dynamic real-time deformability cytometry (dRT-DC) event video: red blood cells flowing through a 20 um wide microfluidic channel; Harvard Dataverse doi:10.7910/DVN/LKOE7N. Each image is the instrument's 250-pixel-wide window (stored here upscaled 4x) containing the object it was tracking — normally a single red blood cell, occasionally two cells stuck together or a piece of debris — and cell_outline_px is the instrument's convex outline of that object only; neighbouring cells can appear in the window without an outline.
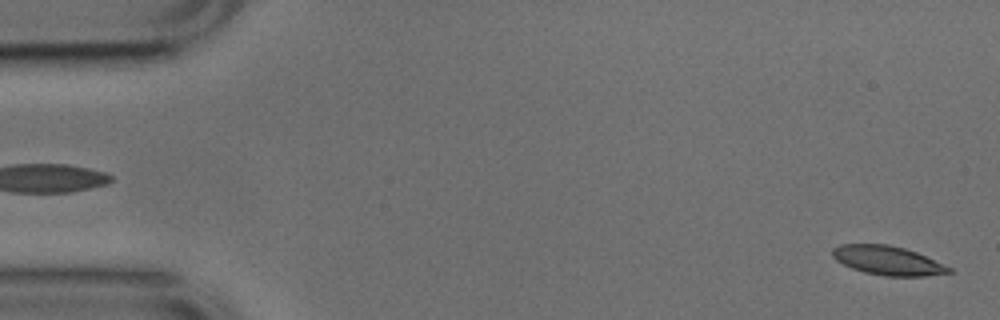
{"species": "common noctule bat (a hibernating species)", "species_latin": "Nyctalus noctula", "temperature_condition": "cold", "stored_images_in_passage": 51, "camera_frame_rate_fps": 3000, "um_per_image_px": 0.085, "animal": {"sex": "male", "body_mass_g": 17.9, "forearm_length_mm": 54.2}, "frame": {"image": 1, "passage_image": 1, "time_ms": 0.0, "image_size_px": [1000, 320], "cell_outline_px": [[952, 272], [924, 276], [884, 276], [864, 272], [852, 268], [836, 260], [832, 256], [832, 248], [840, 244], [888, 244], [904, 248], [916, 252], [952, 268]], "centroid_in_image_um": [75.43, 22.14], "position_along_channel_um": 9.6, "area_um2": 19.59}}
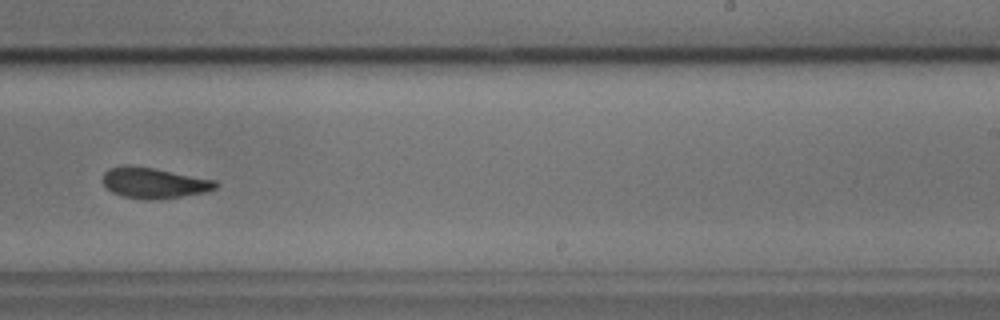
{"frame": {"image": 2, "passage_image": 32, "time_ms": 10.333, "image_size_px": [1000, 320], "cell_outline_px": [[220, 184], [216, 188], [208, 192], [180, 196], [124, 196], [112, 192], [104, 184], [104, 172], [108, 168], [124, 164], [132, 164], [216, 180]], "centroid_in_image_um": [13.11, 15.47], "position_along_channel_um": 275.9, "area_um2": 19.36}}
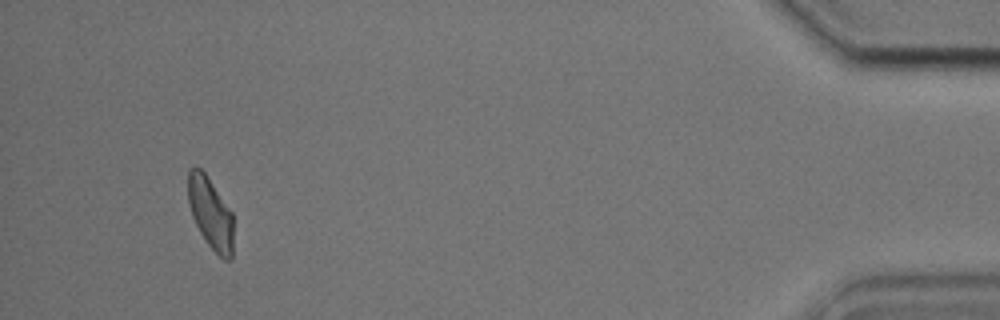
{"frame": {"image": 3, "passage_image": 49, "time_ms": 16.0, "image_size_px": [1000, 320], "cell_outline_px": [[232, 260], [224, 260], [208, 244], [200, 232], [192, 216], [188, 204], [188, 172], [196, 164], [204, 172], [232, 212]], "centroid_in_image_um": [17.88, 18.11], "position_along_channel_um": 417.3, "area_um2": 18.67}, "authors_computed_cell_mechanics": {"area_um2": 19.941, "velocity_mm_per_s": 3.7648, "shape_relaxation_time_tau1_ms": 5.8407, "shape_relaxation_time_tau2_ms": 2.7571, "deformation_change_tau1": 0.1652, "deformation_change_tau2": 0.0985}}